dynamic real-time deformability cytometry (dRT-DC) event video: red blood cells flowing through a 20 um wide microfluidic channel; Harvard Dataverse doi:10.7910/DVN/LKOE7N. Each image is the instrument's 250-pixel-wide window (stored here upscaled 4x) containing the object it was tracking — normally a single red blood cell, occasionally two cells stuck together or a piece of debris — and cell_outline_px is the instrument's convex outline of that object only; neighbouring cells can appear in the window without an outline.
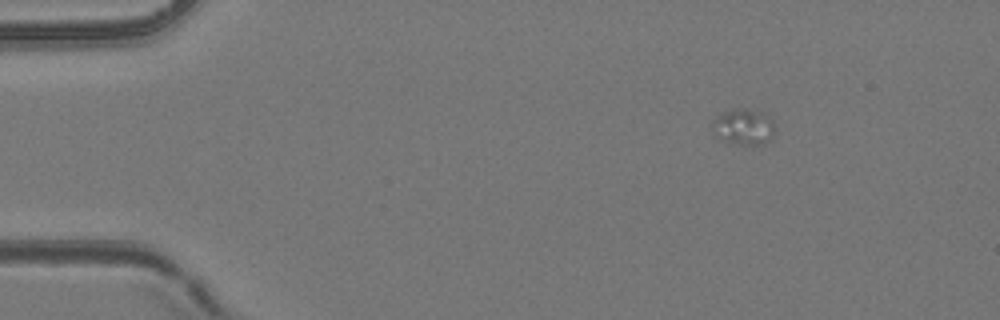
{"species": "common noctule bat (a hibernating species)", "species_latin": "Nyctalus noctula", "temperature_condition": "room temperature", "stored_images_in_passage": 8, "camera_frame_rate_fps": 3000, "um_per_image_px": 0.085, "animal": {"sex": "female", "body_mass_g": 24.6, "forearm_length_mm": 56.2}, "frame": {"image": 1, "passage_image": 1, "time_ms": 0.0, "image_size_px": [1000, 320], "cell_outline_px": [[776, 132], [764, 144], [732, 144], [720, 140], [716, 136], [712, 128], [712, 120], [716, 116], [732, 108], [744, 108], [764, 112], [772, 120], [776, 128]], "centroid_in_image_um": [63.2, 10.77], "position_along_channel_um": 21.8, "area_um2": 13.47}}